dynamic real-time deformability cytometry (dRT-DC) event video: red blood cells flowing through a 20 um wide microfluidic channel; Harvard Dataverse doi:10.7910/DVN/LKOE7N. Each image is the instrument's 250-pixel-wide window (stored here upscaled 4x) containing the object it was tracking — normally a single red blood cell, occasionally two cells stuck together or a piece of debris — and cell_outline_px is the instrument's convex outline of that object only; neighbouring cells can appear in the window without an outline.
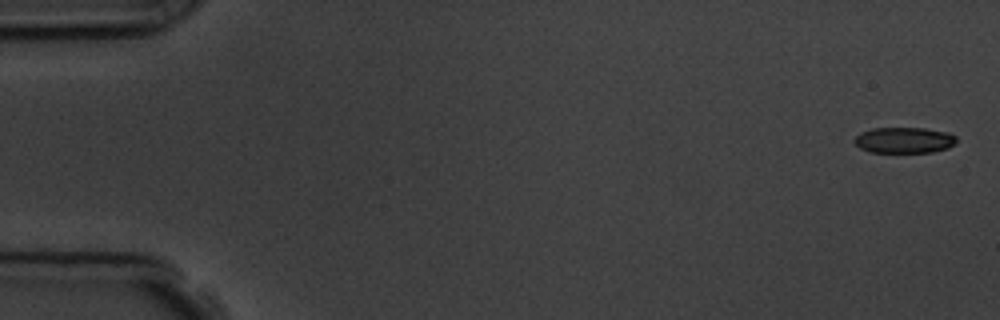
{"species": "common noctule bat (a hibernating species)", "species_latin": "Nyctalus noctula", "temperature_condition": "room temperature", "stored_images_in_passage": 7, "camera_frame_rate_fps": 3000, "um_per_image_px": 0.085, "animal": {"sex": "male", "body_mass_g": 19.5, "forearm_length_mm": 54.6}, "frame": {"image": 1, "passage_image": 1, "time_ms": 0.0, "image_size_px": [1000, 320], "cell_outline_px": [[956, 144], [948, 148], [932, 152], [868, 152], [860, 148], [852, 140], [860, 132], [872, 128], [924, 128], [948, 132], [956, 136]], "centroid_in_image_um": [76.85, 11.91], "position_along_channel_um": 8.2, "area_um2": 15.55}}
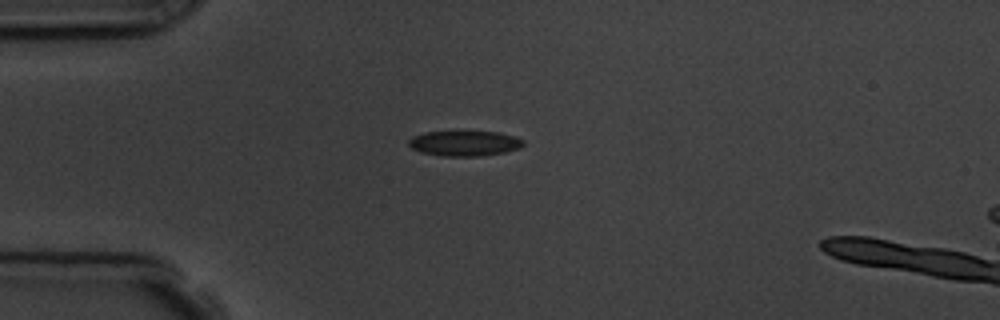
{"frame": {"image": 2, "passage_image": 5, "time_ms": 4.333, "image_size_px": [1000, 320], "cell_outline_px": [[524, 144], [520, 148], [504, 152], [480, 156], [440, 156], [420, 152], [412, 148], [408, 144], [408, 140], [412, 136], [424, 132], [500, 132], [524, 140]], "centroid_in_image_um": [39.46, 12.19], "position_along_channel_um": 45.5, "area_um2": 16.82}}
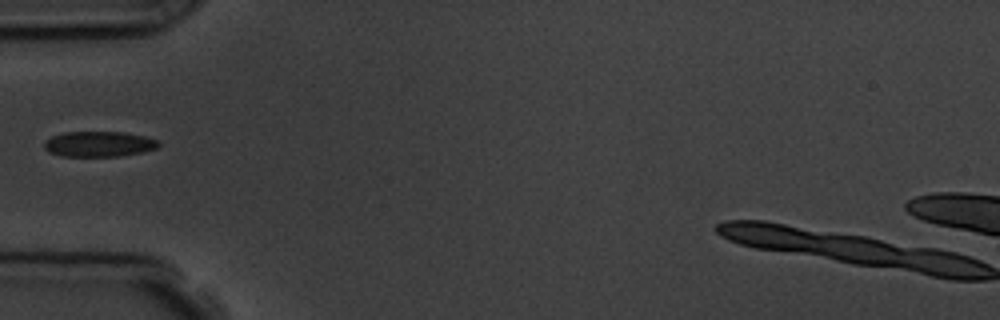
{"frame": {"image": 3, "passage_image": 6, "time_ms": 5.667, "image_size_px": [1000, 320], "cell_outline_px": [[160, 144], [156, 148], [144, 152], [120, 156], [60, 156], [48, 152], [44, 148], [44, 140], [52, 136], [64, 132], [124, 132], [144, 136], [160, 140]], "centroid_in_image_um": [8.4, 12.24], "position_along_channel_um": 76.6, "area_um2": 17.11}}